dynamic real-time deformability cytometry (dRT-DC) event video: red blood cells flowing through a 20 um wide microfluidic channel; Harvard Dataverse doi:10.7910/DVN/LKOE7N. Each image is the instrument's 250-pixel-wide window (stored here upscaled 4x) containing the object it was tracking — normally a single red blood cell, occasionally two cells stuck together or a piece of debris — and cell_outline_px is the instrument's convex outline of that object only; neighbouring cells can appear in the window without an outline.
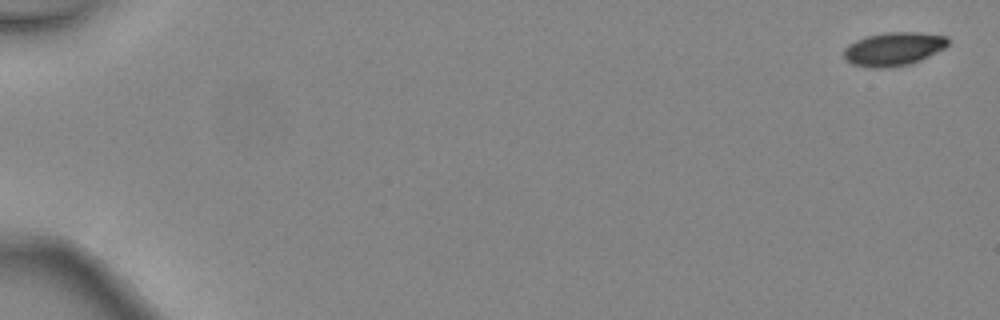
{"species": "common noctule bat (a hibernating species)", "species_latin": "Nyctalus noctula", "temperature_condition": "warm", "stored_images_in_passage": 5, "camera_frame_rate_fps": 3000, "um_per_image_px": 0.085, "animal": {"sex": "female", "body_mass_g": 24.6, "forearm_length_mm": 56.2}, "frame": {"image": 1, "passage_image": 1, "time_ms": 0.0, "image_size_px": [1000, 320], "cell_outline_px": [[948, 44], [944, 48], [920, 60], [908, 64], [888, 68], [868, 68], [852, 64], [844, 60], [844, 48], [848, 44], [856, 40], [868, 36], [884, 32], [920, 32], [948, 36]], "centroid_in_image_um": [75.92, 4.16], "position_along_channel_um": 9.1, "area_um2": 20.46}}
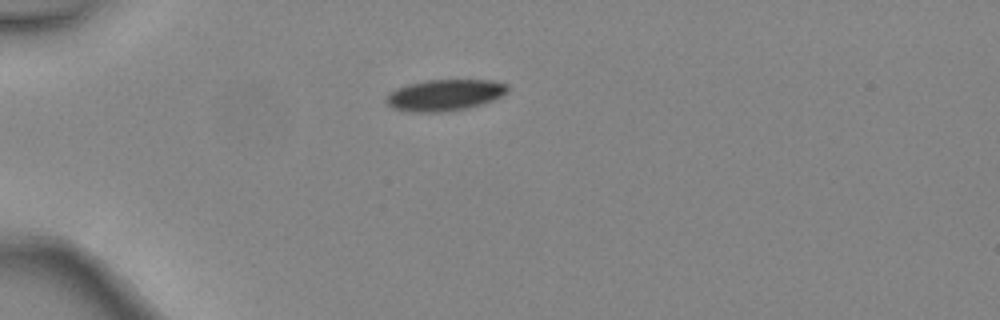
{"frame": {"image": 2, "passage_image": 4, "time_ms": 1.0, "image_size_px": [1000, 320], "cell_outline_px": [[508, 92], [504, 96], [468, 108], [444, 112], [408, 112], [392, 108], [384, 100], [388, 92], [396, 88], [408, 84], [428, 80], [492, 80], [508, 84]], "centroid_in_image_um": [37.79, 8.08], "position_along_channel_um": 47.2, "area_um2": 22.43}}